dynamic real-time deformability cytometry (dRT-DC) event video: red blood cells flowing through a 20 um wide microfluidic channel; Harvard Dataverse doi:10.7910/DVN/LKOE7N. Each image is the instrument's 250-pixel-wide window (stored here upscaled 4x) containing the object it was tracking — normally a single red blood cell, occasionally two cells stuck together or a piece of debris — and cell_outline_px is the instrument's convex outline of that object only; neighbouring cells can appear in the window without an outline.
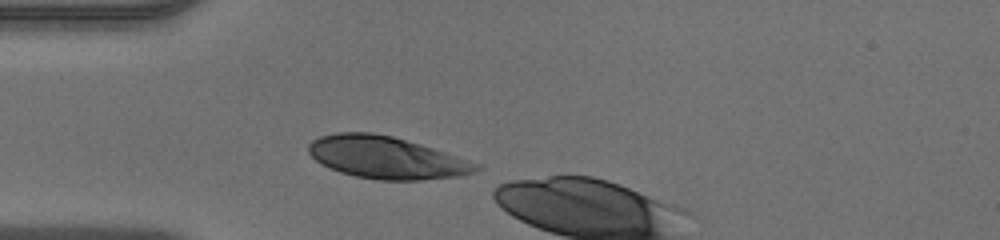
{"species": "human", "species_latin": "Homo sapiens", "temperature_condition": "warm", "stored_images_in_passage": 5, "camera_frame_rate_fps": 3000, "um_per_image_px": 0.085, "donor": {"sex": "male"}, "frame": {"image": 1, "passage_image": 1, "time_ms": 0.0, "image_size_px": [1000, 240], "cell_outline_px": [[480, 168], [476, 172], [456, 176], [416, 180], [380, 180], [356, 176], [340, 172], [316, 160], [308, 152], [308, 144], [312, 140], [320, 136], [336, 132], [372, 132], [392, 136], [420, 144], [480, 164]], "centroid_in_image_um": [32.81, 13.38], "position_along_channel_um": 52.2, "area_um2": 40.75}}
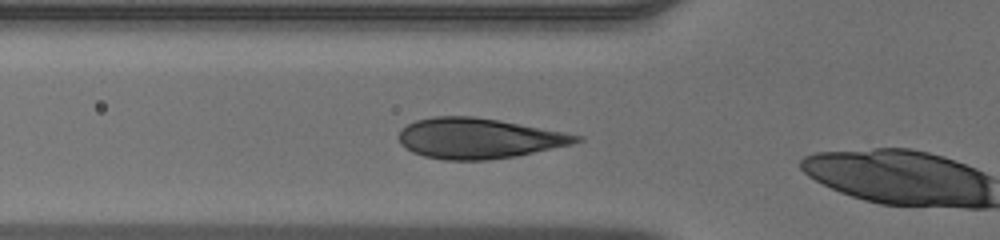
{"frame": {"image": 2, "passage_image": 4, "time_ms": 1.0, "image_size_px": [1000, 240], "cell_outline_px": [[584, 140], [572, 144], [516, 156], [488, 160], [444, 160], [424, 156], [412, 152], [400, 144], [396, 136], [408, 124], [416, 120], [432, 116], [472, 116], [500, 120], [580, 136]], "centroid_in_image_um": [40.62, 11.76], "position_along_channel_um": 85.2, "area_um2": 41.56}}